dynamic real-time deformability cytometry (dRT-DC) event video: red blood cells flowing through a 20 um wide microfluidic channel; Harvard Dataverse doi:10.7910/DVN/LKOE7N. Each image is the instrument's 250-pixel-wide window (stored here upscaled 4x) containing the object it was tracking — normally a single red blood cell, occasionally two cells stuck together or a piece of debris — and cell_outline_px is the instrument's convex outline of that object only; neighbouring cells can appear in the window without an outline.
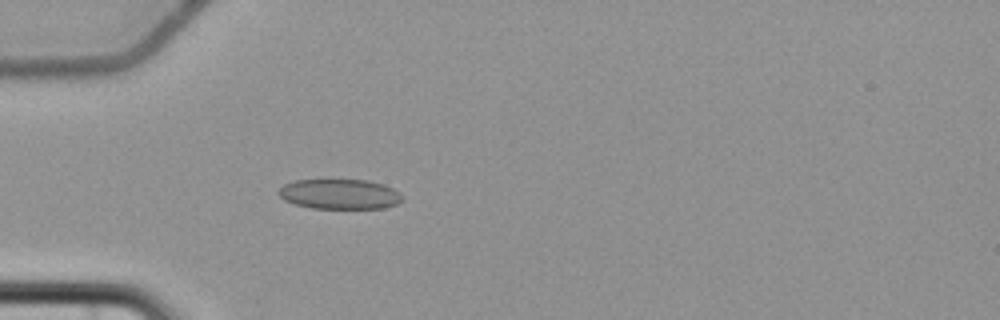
{"species": "common noctule bat (a hibernating species)", "species_latin": "Nyctalus noctula", "temperature_condition": "cold", "stored_images_in_passage": 4, "camera_frame_rate_fps": 3000, "um_per_image_px": 0.085, "animal": {"sex": "female", "body_mass_g": 22.7, "forearm_length_mm": 54.2}, "frame": {"image": 1, "passage_image": 4, "time_ms": 3.333, "image_size_px": [1000, 320], "cell_outline_px": [[404, 200], [396, 204], [384, 208], [312, 208], [296, 204], [284, 200], [276, 192], [284, 184], [296, 180], [368, 180], [384, 184], [392, 188], [404, 196]], "centroid_in_image_um": [28.89, 16.5], "position_along_channel_um": 56.1, "area_um2": 21.68}}